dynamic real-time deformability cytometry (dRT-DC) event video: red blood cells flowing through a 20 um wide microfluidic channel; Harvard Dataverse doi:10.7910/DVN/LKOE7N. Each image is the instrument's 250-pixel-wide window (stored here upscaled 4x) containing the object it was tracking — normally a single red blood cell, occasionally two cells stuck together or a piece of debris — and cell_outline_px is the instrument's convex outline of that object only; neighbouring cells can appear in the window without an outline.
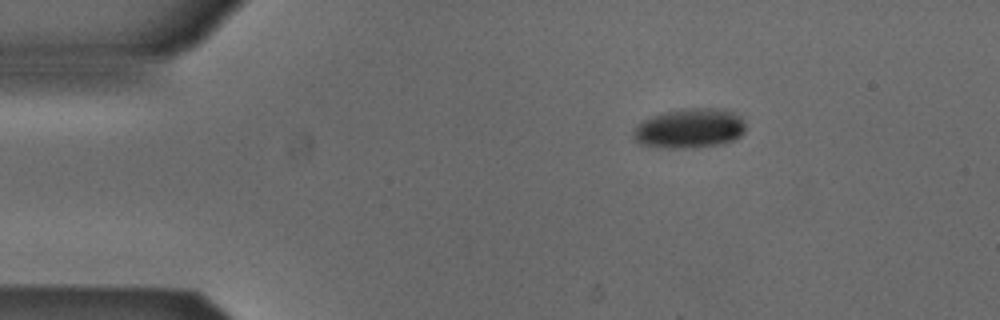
{"species": "Egyptian fruit bat (a non-hibernating species)", "species_latin": "Rousettus aegyptiacus", "temperature_condition": "cold", "stored_images_in_passage": 39, "camera_frame_rate_fps": 3000, "um_per_image_px": 0.085, "animal": {"sex": "male"}, "frame": {"image": 1, "passage_image": 1, "time_ms": 0.0, "image_size_px": [1000, 320], "cell_outline_px": [[744, 132], [740, 136], [724, 144], [692, 148], [668, 148], [640, 144], [632, 140], [632, 132], [644, 120], [668, 112], [688, 108], [708, 108], [732, 112], [740, 116], [744, 124]], "centroid_in_image_um": [58.61, 10.94], "position_along_channel_um": 26.4, "area_um2": 25.55}}
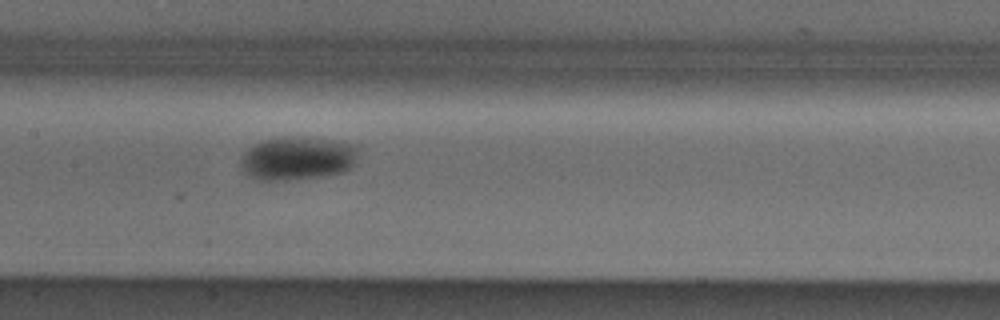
{"frame": {"image": 2, "passage_image": 18, "time_ms": 5.667, "image_size_px": [1000, 320], "cell_outline_px": [[360, 144], [356, 160], [352, 168], [344, 172], [328, 176], [288, 180], [260, 180], [248, 176], [240, 168], [240, 164], [244, 152], [248, 148], [264, 140], [280, 136], [296, 136], [332, 140]], "centroid_in_image_um": [25.33, 13.45], "position_along_channel_um": 182.1, "area_um2": 30.46}}
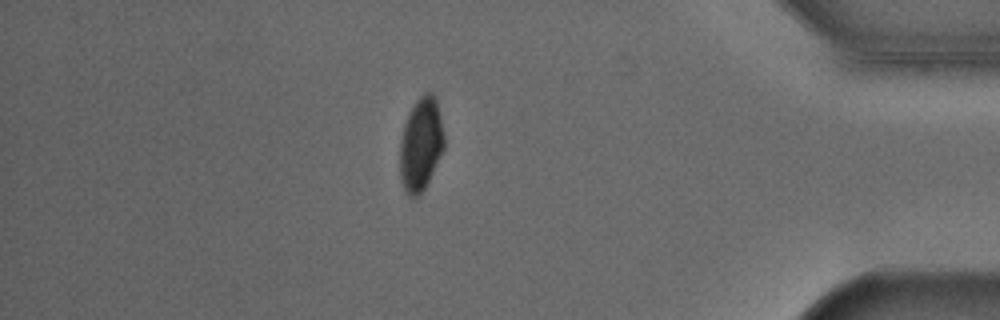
{"frame": {"image": 3, "passage_image": 38, "time_ms": 12.333, "image_size_px": [1000, 320], "cell_outline_px": [[444, 148], [424, 188], [416, 196], [408, 196], [404, 192], [400, 180], [400, 144], [404, 124], [412, 104], [424, 92], [432, 92], [436, 100], [440, 116], [444, 136]], "centroid_in_image_um": [35.75, 12.24], "position_along_channel_um": 399.5, "area_um2": 23.87}}